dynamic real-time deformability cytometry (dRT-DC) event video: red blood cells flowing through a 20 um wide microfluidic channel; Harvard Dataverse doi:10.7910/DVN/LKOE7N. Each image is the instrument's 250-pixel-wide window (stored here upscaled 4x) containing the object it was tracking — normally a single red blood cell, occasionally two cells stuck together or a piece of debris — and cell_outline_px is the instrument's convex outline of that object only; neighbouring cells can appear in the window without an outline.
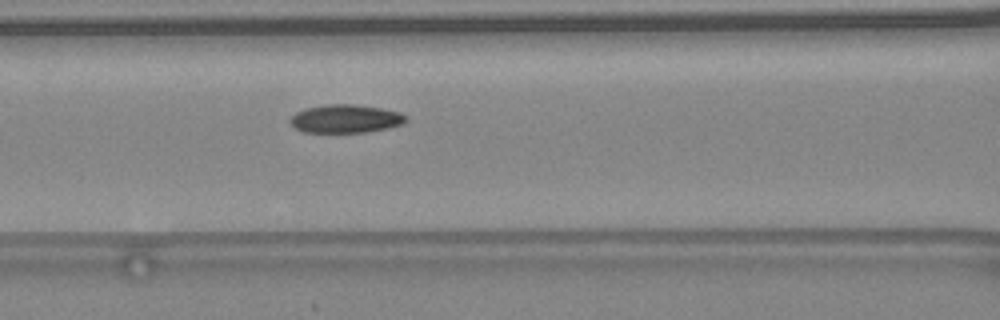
{"species": "common noctule bat (a hibernating species)", "species_latin": "Nyctalus noctula", "temperature_condition": "warm", "stored_images_in_passage": 45, "camera_frame_rate_fps": 3000, "um_per_image_px": 0.085, "animal": {"sex": "female", "body_mass_g": 24.6, "forearm_length_mm": 56.2}, "frame": {"image": 1, "passage_image": 20, "time_ms": 6.333, "image_size_px": [1000, 320], "cell_outline_px": [[408, 120], [404, 124], [388, 128], [368, 132], [304, 132], [296, 128], [288, 120], [296, 112], [304, 108], [328, 104], [352, 104], [380, 108], [400, 112], [408, 116]], "centroid_in_image_um": [29.41, 10.09], "position_along_channel_um": 137.2, "area_um2": 19.19}, "authors_computed_cell_mechanics": {"area_um2": 18.6694, "velocity_mm_per_s": 4.5407, "shape_relaxation_time_tau1_ms": 7.4242, "shape_relaxation_time_tau2_ms": 3.5209, "deformation_change_tau1": 0.142, "deformation_change_tau2": 0.0633}}